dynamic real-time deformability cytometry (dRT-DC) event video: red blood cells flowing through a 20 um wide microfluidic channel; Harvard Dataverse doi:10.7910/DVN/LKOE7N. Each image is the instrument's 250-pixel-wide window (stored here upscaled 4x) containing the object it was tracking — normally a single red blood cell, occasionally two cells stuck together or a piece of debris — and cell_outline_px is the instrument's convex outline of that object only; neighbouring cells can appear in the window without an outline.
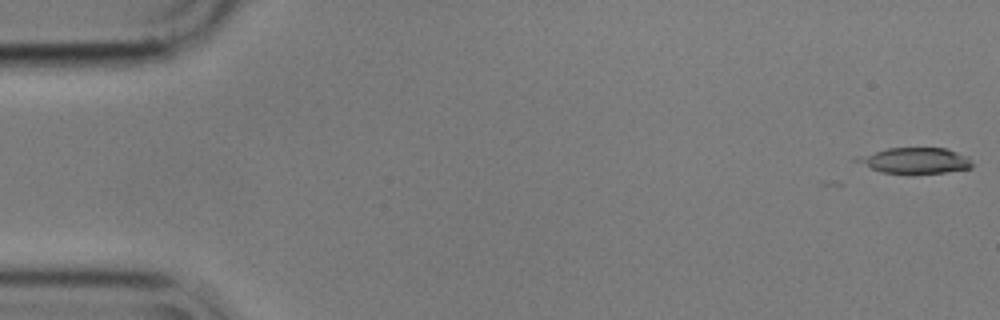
{"species": "common noctule bat (a hibernating species)", "species_latin": "Nyctalus noctula", "temperature_condition": "cold", "stored_images_in_passage": 9, "camera_frame_rate_fps": 3000, "um_per_image_px": 0.085, "animal": {"sex": "male", "body_mass_g": 17.9}, "frame": {"image": 1, "passage_image": 1, "time_ms": 0.0, "image_size_px": [1000, 320], "cell_outline_px": [[972, 168], [944, 172], [880, 172], [852, 160], [856, 156], [888, 148], [944, 148], [968, 156], [972, 164]], "centroid_in_image_um": [77.75, 13.63], "position_along_channel_um": 7.2, "area_um2": 16.94}}